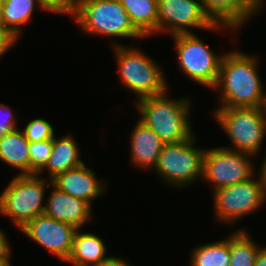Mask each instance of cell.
I'll return each instance as SVG.
<instances>
[{
    "label": "cell",
    "mask_w": 266,
    "mask_h": 266,
    "mask_svg": "<svg viewBox=\"0 0 266 266\" xmlns=\"http://www.w3.org/2000/svg\"><path fill=\"white\" fill-rule=\"evenodd\" d=\"M260 165V169L259 171H257L260 179H261V183L263 185L265 194H266V153L264 155V159H262V163L259 164Z\"/></svg>",
    "instance_id": "4dcf8cb0"
},
{
    "label": "cell",
    "mask_w": 266,
    "mask_h": 266,
    "mask_svg": "<svg viewBox=\"0 0 266 266\" xmlns=\"http://www.w3.org/2000/svg\"><path fill=\"white\" fill-rule=\"evenodd\" d=\"M11 257H0V266H12Z\"/></svg>",
    "instance_id": "d6a6232c"
},
{
    "label": "cell",
    "mask_w": 266,
    "mask_h": 266,
    "mask_svg": "<svg viewBox=\"0 0 266 266\" xmlns=\"http://www.w3.org/2000/svg\"><path fill=\"white\" fill-rule=\"evenodd\" d=\"M258 58L243 51L224 53L216 85L220 107H265L266 92L258 74Z\"/></svg>",
    "instance_id": "6da1fadb"
},
{
    "label": "cell",
    "mask_w": 266,
    "mask_h": 266,
    "mask_svg": "<svg viewBox=\"0 0 266 266\" xmlns=\"http://www.w3.org/2000/svg\"><path fill=\"white\" fill-rule=\"evenodd\" d=\"M11 107L0 103V138L13 130L18 129V120L15 117Z\"/></svg>",
    "instance_id": "4316f807"
},
{
    "label": "cell",
    "mask_w": 266,
    "mask_h": 266,
    "mask_svg": "<svg viewBox=\"0 0 266 266\" xmlns=\"http://www.w3.org/2000/svg\"><path fill=\"white\" fill-rule=\"evenodd\" d=\"M95 175V172L84 163L58 174L52 179V183L61 191L91 204L108 189L107 180L98 179Z\"/></svg>",
    "instance_id": "9a60e30c"
},
{
    "label": "cell",
    "mask_w": 266,
    "mask_h": 266,
    "mask_svg": "<svg viewBox=\"0 0 266 266\" xmlns=\"http://www.w3.org/2000/svg\"><path fill=\"white\" fill-rule=\"evenodd\" d=\"M123 257H115L114 255L103 266H133Z\"/></svg>",
    "instance_id": "f546056e"
},
{
    "label": "cell",
    "mask_w": 266,
    "mask_h": 266,
    "mask_svg": "<svg viewBox=\"0 0 266 266\" xmlns=\"http://www.w3.org/2000/svg\"><path fill=\"white\" fill-rule=\"evenodd\" d=\"M254 156L223 146L205 149L202 180L218 190L242 183L256 175Z\"/></svg>",
    "instance_id": "30bf717a"
},
{
    "label": "cell",
    "mask_w": 266,
    "mask_h": 266,
    "mask_svg": "<svg viewBox=\"0 0 266 266\" xmlns=\"http://www.w3.org/2000/svg\"><path fill=\"white\" fill-rule=\"evenodd\" d=\"M157 10V34H189L194 33L193 28L236 32L227 26L214 25L204 12L201 0H157Z\"/></svg>",
    "instance_id": "8fae6325"
},
{
    "label": "cell",
    "mask_w": 266,
    "mask_h": 266,
    "mask_svg": "<svg viewBox=\"0 0 266 266\" xmlns=\"http://www.w3.org/2000/svg\"><path fill=\"white\" fill-rule=\"evenodd\" d=\"M29 144L20 129L4 134L0 138V161L17 169L18 175L30 174Z\"/></svg>",
    "instance_id": "d6986e66"
},
{
    "label": "cell",
    "mask_w": 266,
    "mask_h": 266,
    "mask_svg": "<svg viewBox=\"0 0 266 266\" xmlns=\"http://www.w3.org/2000/svg\"><path fill=\"white\" fill-rule=\"evenodd\" d=\"M134 27L145 37L157 35V0H119Z\"/></svg>",
    "instance_id": "44dd1931"
},
{
    "label": "cell",
    "mask_w": 266,
    "mask_h": 266,
    "mask_svg": "<svg viewBox=\"0 0 266 266\" xmlns=\"http://www.w3.org/2000/svg\"><path fill=\"white\" fill-rule=\"evenodd\" d=\"M174 40L179 69L204 88L216 85L223 53H215L196 33L177 34Z\"/></svg>",
    "instance_id": "ba28073f"
},
{
    "label": "cell",
    "mask_w": 266,
    "mask_h": 266,
    "mask_svg": "<svg viewBox=\"0 0 266 266\" xmlns=\"http://www.w3.org/2000/svg\"><path fill=\"white\" fill-rule=\"evenodd\" d=\"M261 245L255 243L249 233L240 229L230 235L231 261L229 266H254Z\"/></svg>",
    "instance_id": "603a6c76"
},
{
    "label": "cell",
    "mask_w": 266,
    "mask_h": 266,
    "mask_svg": "<svg viewBox=\"0 0 266 266\" xmlns=\"http://www.w3.org/2000/svg\"><path fill=\"white\" fill-rule=\"evenodd\" d=\"M213 117L233 146L225 148L257 156L266 139L265 107H219Z\"/></svg>",
    "instance_id": "8992f818"
},
{
    "label": "cell",
    "mask_w": 266,
    "mask_h": 266,
    "mask_svg": "<svg viewBox=\"0 0 266 266\" xmlns=\"http://www.w3.org/2000/svg\"><path fill=\"white\" fill-rule=\"evenodd\" d=\"M99 235L77 229L73 248L67 263L73 266H103L112 256H107V246Z\"/></svg>",
    "instance_id": "ac0fdd59"
},
{
    "label": "cell",
    "mask_w": 266,
    "mask_h": 266,
    "mask_svg": "<svg viewBox=\"0 0 266 266\" xmlns=\"http://www.w3.org/2000/svg\"><path fill=\"white\" fill-rule=\"evenodd\" d=\"M230 235L229 238L216 242L197 245L193 248L190 266H229Z\"/></svg>",
    "instance_id": "7402d4cb"
},
{
    "label": "cell",
    "mask_w": 266,
    "mask_h": 266,
    "mask_svg": "<svg viewBox=\"0 0 266 266\" xmlns=\"http://www.w3.org/2000/svg\"><path fill=\"white\" fill-rule=\"evenodd\" d=\"M15 43H18V41L9 32L0 27V59L8 50L16 47Z\"/></svg>",
    "instance_id": "83f0119b"
},
{
    "label": "cell",
    "mask_w": 266,
    "mask_h": 266,
    "mask_svg": "<svg viewBox=\"0 0 266 266\" xmlns=\"http://www.w3.org/2000/svg\"><path fill=\"white\" fill-rule=\"evenodd\" d=\"M2 2L3 0H0V27H2Z\"/></svg>",
    "instance_id": "836d02e7"
},
{
    "label": "cell",
    "mask_w": 266,
    "mask_h": 266,
    "mask_svg": "<svg viewBox=\"0 0 266 266\" xmlns=\"http://www.w3.org/2000/svg\"><path fill=\"white\" fill-rule=\"evenodd\" d=\"M74 22L89 35L144 39L119 0H77Z\"/></svg>",
    "instance_id": "277c9868"
},
{
    "label": "cell",
    "mask_w": 266,
    "mask_h": 266,
    "mask_svg": "<svg viewBox=\"0 0 266 266\" xmlns=\"http://www.w3.org/2000/svg\"><path fill=\"white\" fill-rule=\"evenodd\" d=\"M117 60L119 81L133 92L137 100L160 95L168 89L160 63L134 46L111 43Z\"/></svg>",
    "instance_id": "3957f363"
},
{
    "label": "cell",
    "mask_w": 266,
    "mask_h": 266,
    "mask_svg": "<svg viewBox=\"0 0 266 266\" xmlns=\"http://www.w3.org/2000/svg\"><path fill=\"white\" fill-rule=\"evenodd\" d=\"M39 246L48 250L59 261L69 258L77 229L45 214L38 215L20 230Z\"/></svg>",
    "instance_id": "7c38bea8"
},
{
    "label": "cell",
    "mask_w": 266,
    "mask_h": 266,
    "mask_svg": "<svg viewBox=\"0 0 266 266\" xmlns=\"http://www.w3.org/2000/svg\"><path fill=\"white\" fill-rule=\"evenodd\" d=\"M53 139L30 142V174H37L48 162L52 153Z\"/></svg>",
    "instance_id": "cb8c5ba5"
},
{
    "label": "cell",
    "mask_w": 266,
    "mask_h": 266,
    "mask_svg": "<svg viewBox=\"0 0 266 266\" xmlns=\"http://www.w3.org/2000/svg\"><path fill=\"white\" fill-rule=\"evenodd\" d=\"M130 135V163L140 170L152 171L165 143L140 120L136 122Z\"/></svg>",
    "instance_id": "2e32d148"
},
{
    "label": "cell",
    "mask_w": 266,
    "mask_h": 266,
    "mask_svg": "<svg viewBox=\"0 0 266 266\" xmlns=\"http://www.w3.org/2000/svg\"><path fill=\"white\" fill-rule=\"evenodd\" d=\"M3 229H0V257H11V248Z\"/></svg>",
    "instance_id": "f1b7e54d"
},
{
    "label": "cell",
    "mask_w": 266,
    "mask_h": 266,
    "mask_svg": "<svg viewBox=\"0 0 266 266\" xmlns=\"http://www.w3.org/2000/svg\"><path fill=\"white\" fill-rule=\"evenodd\" d=\"M197 137L165 144L153 169L162 182L173 187H189L202 179L205 149L196 147Z\"/></svg>",
    "instance_id": "52a82bcc"
},
{
    "label": "cell",
    "mask_w": 266,
    "mask_h": 266,
    "mask_svg": "<svg viewBox=\"0 0 266 266\" xmlns=\"http://www.w3.org/2000/svg\"><path fill=\"white\" fill-rule=\"evenodd\" d=\"M265 0H201L207 17L214 25L241 30L245 22L261 11Z\"/></svg>",
    "instance_id": "4fadbf2b"
},
{
    "label": "cell",
    "mask_w": 266,
    "mask_h": 266,
    "mask_svg": "<svg viewBox=\"0 0 266 266\" xmlns=\"http://www.w3.org/2000/svg\"><path fill=\"white\" fill-rule=\"evenodd\" d=\"M22 131L29 142L49 140L55 136L53 125L43 118L30 120Z\"/></svg>",
    "instance_id": "d4e9b609"
},
{
    "label": "cell",
    "mask_w": 266,
    "mask_h": 266,
    "mask_svg": "<svg viewBox=\"0 0 266 266\" xmlns=\"http://www.w3.org/2000/svg\"><path fill=\"white\" fill-rule=\"evenodd\" d=\"M43 11L74 16L77 0H38Z\"/></svg>",
    "instance_id": "484cf974"
},
{
    "label": "cell",
    "mask_w": 266,
    "mask_h": 266,
    "mask_svg": "<svg viewBox=\"0 0 266 266\" xmlns=\"http://www.w3.org/2000/svg\"><path fill=\"white\" fill-rule=\"evenodd\" d=\"M44 214L81 229L91 221L92 204L61 191L52 182Z\"/></svg>",
    "instance_id": "5bb4252c"
},
{
    "label": "cell",
    "mask_w": 266,
    "mask_h": 266,
    "mask_svg": "<svg viewBox=\"0 0 266 266\" xmlns=\"http://www.w3.org/2000/svg\"><path fill=\"white\" fill-rule=\"evenodd\" d=\"M77 140L71 134L53 137L52 153L46 165L37 173L42 175L47 171L48 179L52 180L58 174L79 167L84 164L80 159V150Z\"/></svg>",
    "instance_id": "e0dca14e"
},
{
    "label": "cell",
    "mask_w": 266,
    "mask_h": 266,
    "mask_svg": "<svg viewBox=\"0 0 266 266\" xmlns=\"http://www.w3.org/2000/svg\"><path fill=\"white\" fill-rule=\"evenodd\" d=\"M191 99L169 98L168 90L160 95L135 100L140 121L165 143H180L195 134L191 125ZM191 119V120H190Z\"/></svg>",
    "instance_id": "7a4b0ae2"
},
{
    "label": "cell",
    "mask_w": 266,
    "mask_h": 266,
    "mask_svg": "<svg viewBox=\"0 0 266 266\" xmlns=\"http://www.w3.org/2000/svg\"><path fill=\"white\" fill-rule=\"evenodd\" d=\"M36 7L43 10L38 0H3L2 28L18 41L22 38V26L32 21Z\"/></svg>",
    "instance_id": "ffe728a7"
},
{
    "label": "cell",
    "mask_w": 266,
    "mask_h": 266,
    "mask_svg": "<svg viewBox=\"0 0 266 266\" xmlns=\"http://www.w3.org/2000/svg\"><path fill=\"white\" fill-rule=\"evenodd\" d=\"M47 179L38 174L15 175L0 194V215L9 217L21 230L35 217L44 214L45 190L52 182Z\"/></svg>",
    "instance_id": "5b68a950"
},
{
    "label": "cell",
    "mask_w": 266,
    "mask_h": 266,
    "mask_svg": "<svg viewBox=\"0 0 266 266\" xmlns=\"http://www.w3.org/2000/svg\"><path fill=\"white\" fill-rule=\"evenodd\" d=\"M254 266H266V247L262 246L259 250Z\"/></svg>",
    "instance_id": "1f68e13d"
},
{
    "label": "cell",
    "mask_w": 266,
    "mask_h": 266,
    "mask_svg": "<svg viewBox=\"0 0 266 266\" xmlns=\"http://www.w3.org/2000/svg\"><path fill=\"white\" fill-rule=\"evenodd\" d=\"M242 183H236L218 190L212 191L213 210L215 221L235 224L241 218L258 211L266 203V194L257 174Z\"/></svg>",
    "instance_id": "9c48e42d"
}]
</instances>
